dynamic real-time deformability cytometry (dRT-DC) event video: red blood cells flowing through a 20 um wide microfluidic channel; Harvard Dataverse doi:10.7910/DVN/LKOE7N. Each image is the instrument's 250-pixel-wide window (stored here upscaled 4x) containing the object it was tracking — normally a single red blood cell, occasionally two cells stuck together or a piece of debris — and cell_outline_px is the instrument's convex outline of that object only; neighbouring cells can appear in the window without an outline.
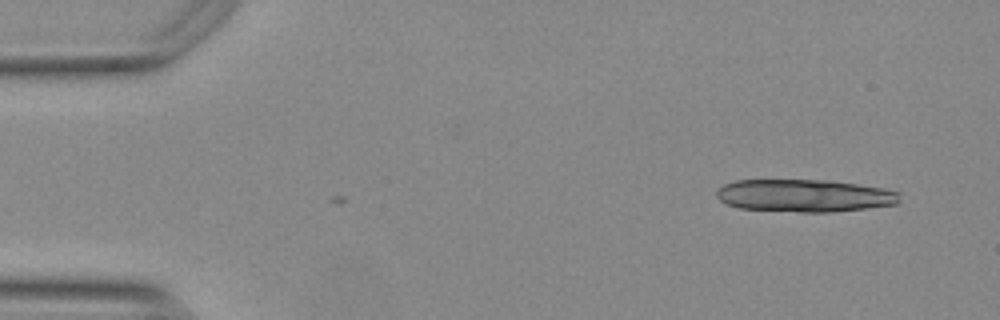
{"species": "Egyptian fruit bat (a non-hibernating species)", "species_latin": "Rousettus aegyptiacus", "temperature_condition": "warm", "stored_images_in_passage": 8, "camera_frame_rate_fps": 3000, "um_per_image_px": 0.085, "animal": {"sex": "female"}, "frame": {"image": 1, "passage_image": 8, "time_ms": 2.333, "image_size_px": [1000, 320], "cell_outline_px": [[900, 204], [832, 212], [796, 212], [740, 208], [724, 204], [716, 196], [716, 192], [724, 184], [736, 180], [824, 180], [856, 184], [884, 188], [900, 192]], "centroid_in_image_um": [68.39, 16.63], "position_along_channel_um": 16.6, "area_um2": 34.91}}